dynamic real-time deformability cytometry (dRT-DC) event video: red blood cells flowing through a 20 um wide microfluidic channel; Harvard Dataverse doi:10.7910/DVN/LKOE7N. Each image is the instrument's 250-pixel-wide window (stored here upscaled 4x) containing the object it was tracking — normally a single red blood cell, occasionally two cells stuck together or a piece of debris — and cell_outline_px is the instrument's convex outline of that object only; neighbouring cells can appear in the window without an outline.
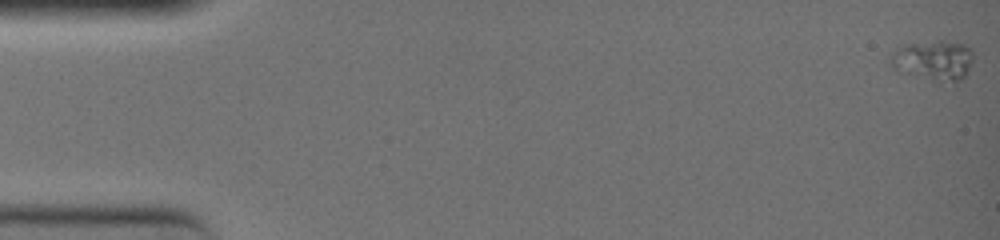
{"species": "common noctule bat (a hibernating species)", "species_latin": "Nyctalus noctula", "temperature_condition": "warm", "stored_images_in_passage": 52, "camera_frame_rate_fps": 3000, "um_per_image_px": 0.085, "animal": {"sex": "female", "body_mass_g": 19.0, "forearm_length_mm": 51.5}, "frame": {"image": 1, "passage_image": 1, "time_ms": 0.0, "image_size_px": [1000, 240], "cell_outline_px": [[972, 60], [964, 76], [960, 80], [940, 84], [896, 68], [888, 60], [892, 52], [904, 44], [940, 40], [944, 40], [964, 44], [972, 52]], "centroid_in_image_um": [79.35, 5.12], "position_along_channel_um": 5.6, "area_um2": 19.19}}
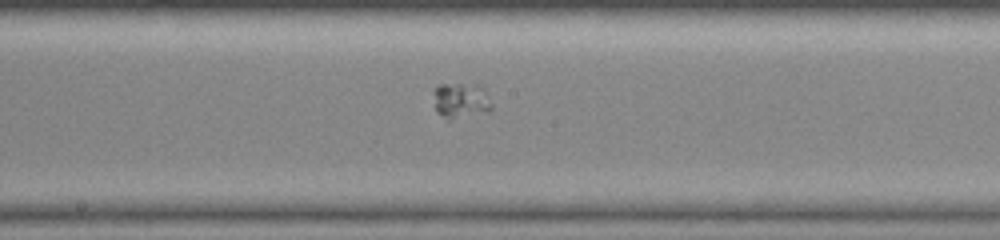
{"frame": {"image": 2, "passage_image": 30, "time_ms": 9.667, "image_size_px": [1000, 240], "cell_outline_px": [[492, 112], [448, 120], [436, 112], [432, 92], [440, 84], [480, 84], [488, 96], [492, 104]], "centroid_in_image_um": [39.19, 8.56], "position_along_channel_um": 209.0, "area_um2": 12.43}}
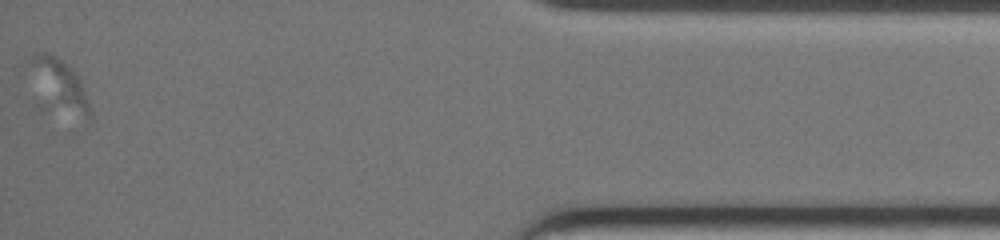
{"frame": {"image": 3, "passage_image": 52, "time_ms": 17.0, "image_size_px": [1000, 240], "cell_outline_px": [[92, 120], [88, 120], [40, 108], [36, 104], [24, 64], [32, 52], [48, 52], [56, 56], [72, 68], [76, 72], [80, 80], [92, 108]], "centroid_in_image_um": [4.85, 7.32], "position_along_channel_um": 430.4, "area_um2": 21.33}}